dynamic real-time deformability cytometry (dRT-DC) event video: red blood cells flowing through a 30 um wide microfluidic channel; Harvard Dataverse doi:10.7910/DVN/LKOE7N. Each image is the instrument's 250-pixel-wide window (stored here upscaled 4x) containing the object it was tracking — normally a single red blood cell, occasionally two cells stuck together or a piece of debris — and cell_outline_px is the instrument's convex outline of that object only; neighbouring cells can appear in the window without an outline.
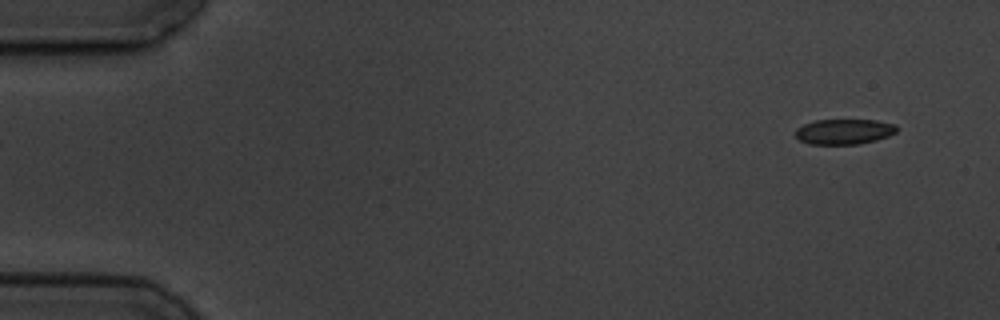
{"species": "common noctule bat (a hibernating species)", "species_latin": "Nyctalus noctula", "temperature_condition": "cold", "stored_images_in_passage": 5, "camera_frame_rate_fps": 3000, "um_per_image_px": 0.085, "animal": {"sex": "male", "body_mass_g": 19.5, "forearm_length_mm": 54.6}, "frame": {"image": 1, "passage_image": 1, "time_ms": 0.0, "image_size_px": [1000, 320], "cell_outline_px": [[896, 132], [888, 136], [876, 140], [860, 144], [808, 144], [800, 140], [796, 136], [796, 128], [804, 124], [816, 120], [876, 120], [896, 124]], "centroid_in_image_um": [71.75, 11.19], "position_along_channel_um": 13.2, "area_um2": 14.91}}